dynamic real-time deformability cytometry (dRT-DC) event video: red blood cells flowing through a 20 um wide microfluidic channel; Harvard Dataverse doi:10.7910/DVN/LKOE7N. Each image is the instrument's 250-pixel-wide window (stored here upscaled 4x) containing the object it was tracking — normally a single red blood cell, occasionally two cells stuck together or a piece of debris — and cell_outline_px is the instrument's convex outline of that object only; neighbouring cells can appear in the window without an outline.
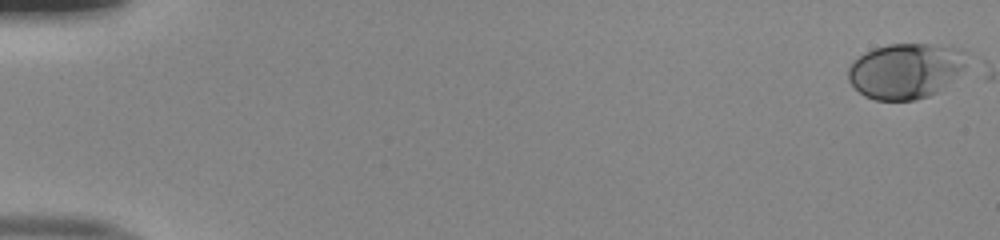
{"species": "human", "species_latin": "Homo sapiens", "temperature_condition": "room temperature", "stored_images_in_passage": 4, "camera_frame_rate_fps": 3000, "um_per_image_px": 0.085, "donor": {"sex": "male"}, "frame": {"image": 1, "passage_image": 1, "time_ms": 0.0, "image_size_px": [1000, 240], "cell_outline_px": [[972, 60], [940, 92], [916, 100], [876, 100], [864, 96], [848, 80], [848, 68], [852, 60], [864, 52], [888, 44], [952, 44], [968, 52]], "centroid_in_image_um": [77.06, 5.99], "position_along_channel_um": 7.9, "area_um2": 39.25}}